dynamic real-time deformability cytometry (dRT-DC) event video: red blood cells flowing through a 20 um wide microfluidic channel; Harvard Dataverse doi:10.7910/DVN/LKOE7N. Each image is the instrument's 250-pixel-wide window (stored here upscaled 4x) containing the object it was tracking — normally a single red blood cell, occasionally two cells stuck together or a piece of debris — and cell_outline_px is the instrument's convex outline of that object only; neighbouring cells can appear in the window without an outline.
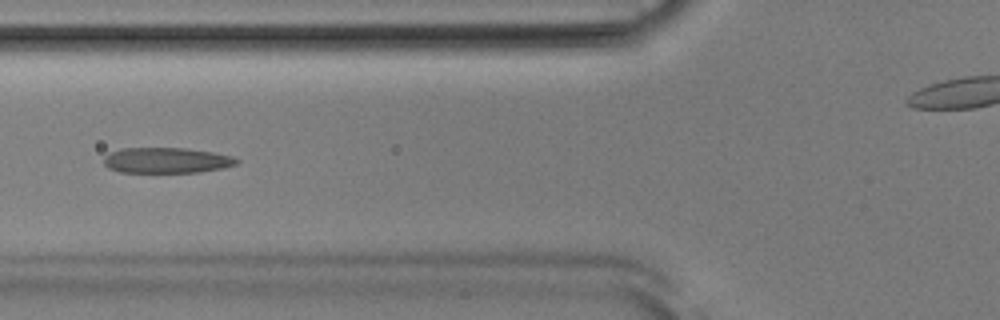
{"species": "Egyptian fruit bat (a non-hibernating species)", "species_latin": "Rousettus aegyptiacus", "temperature_condition": "room temperature", "stored_images_in_passage": 41, "camera_frame_rate_fps": 3000, "um_per_image_px": 0.085, "animal": {"sex": "male"}, "frame": {"image": 1, "passage_image": 8, "time_ms": 2.333, "image_size_px": [1000, 320], "cell_outline_px": [[240, 160], [236, 164], [224, 168], [200, 172], [120, 172], [108, 168], [104, 164], [104, 156], [108, 152], [120, 148], [188, 148], [212, 152], [232, 156]], "centroid_in_image_um": [14.14, 13.62], "position_along_channel_um": 111.7, "area_um2": 19.94}}
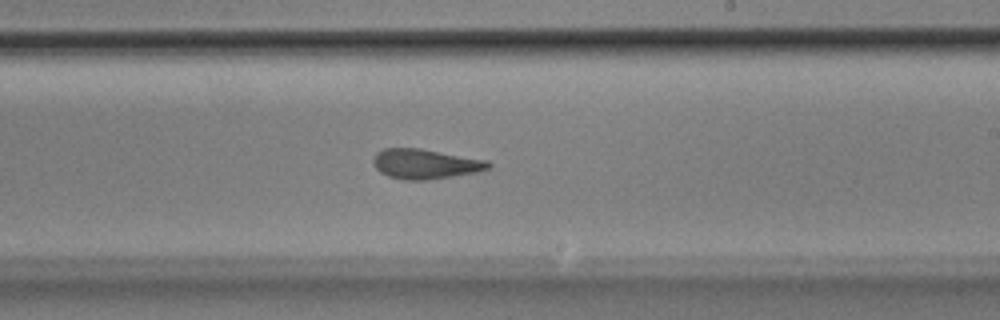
{"frame": {"image": 2, "passage_image": 19, "time_ms": 6.0, "image_size_px": [1000, 320], "cell_outline_px": [[492, 164], [488, 168], [476, 172], [428, 180], [404, 180], [388, 176], [380, 172], [372, 164], [372, 160], [376, 152], [384, 148], [420, 148], [488, 160]], "centroid_in_image_um": [36.11, 13.93], "position_along_channel_um": 252.9, "area_um2": 20.11}}
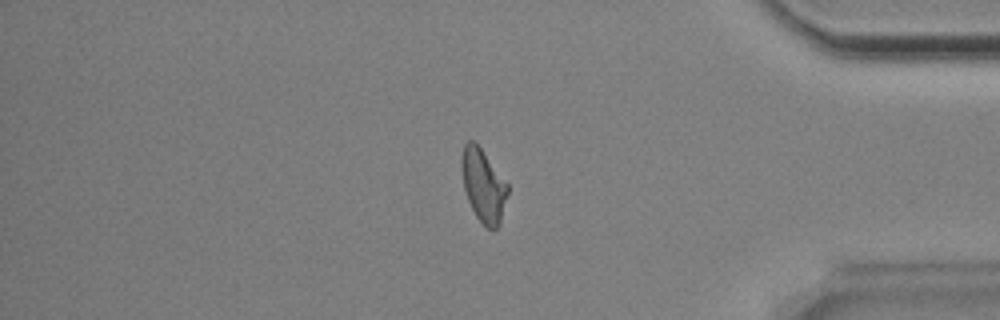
{"frame": {"image": 3, "passage_image": 32, "time_ms": 10.333, "image_size_px": [1000, 320], "cell_outline_px": [[508, 192], [500, 224], [496, 228], [488, 228], [476, 216], [468, 200], [464, 188], [460, 168], [460, 160], [464, 144], [468, 140], [472, 140], [480, 148], [508, 184]], "centroid_in_image_um": [41.06, 15.75], "position_along_channel_um": 394.1, "area_um2": 19.31}, "authors_computed_cell_mechanics": {"area_um2": 19.7676, "velocity_mm_per_s": 3.8547, "shape_relaxation_time_tau1_ms": 8.8326, "shape_relaxation_time_tau2_ms": 1.7389, "deformation_change_tau1": 0.2378, "deformation_change_tau2": 0.0967}}